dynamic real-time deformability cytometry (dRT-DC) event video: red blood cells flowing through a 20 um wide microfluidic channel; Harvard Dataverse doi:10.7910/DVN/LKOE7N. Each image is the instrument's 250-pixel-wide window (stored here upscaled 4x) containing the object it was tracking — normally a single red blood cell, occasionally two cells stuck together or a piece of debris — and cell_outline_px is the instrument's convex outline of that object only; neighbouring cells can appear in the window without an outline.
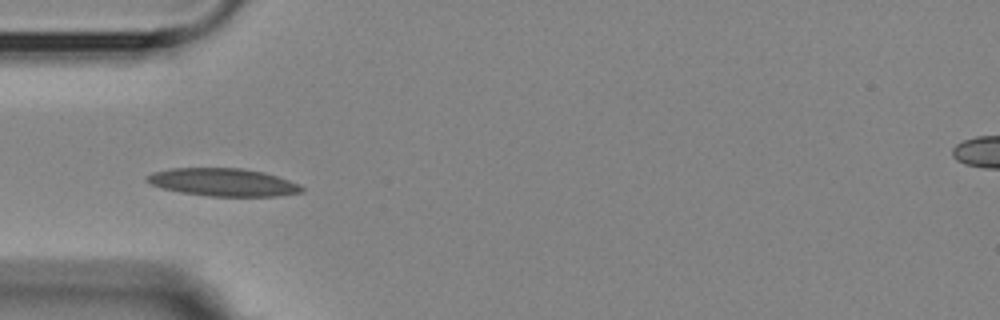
{"species": "Egyptian fruit bat (a non-hibernating species)", "species_latin": "Rousettus aegyptiacus", "temperature_condition": "room temperature", "stored_images_in_passage": 9, "camera_frame_rate_fps": 3000, "um_per_image_px": 0.085, "animal": {"sex": "female"}, "frame": {"image": 1, "passage_image": 4, "time_ms": 3.333, "image_size_px": [1000, 320], "cell_outline_px": [[304, 192], [276, 196], [208, 196], [180, 192], [160, 188], [144, 180], [144, 176], [152, 172], [172, 168], [240, 168], [264, 172], [300, 184], [304, 188]], "centroid_in_image_um": [18.93, 15.49], "position_along_channel_um": 66.1, "area_um2": 25.2}}
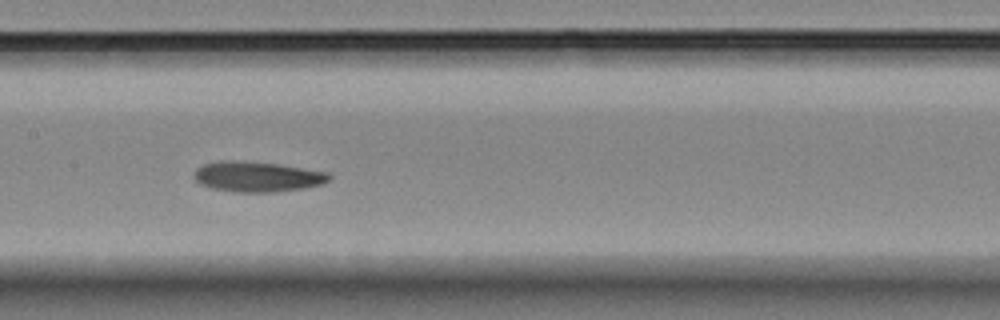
{"frame": {"image": 2, "passage_image": 7, "time_ms": 6.667, "image_size_px": [1000, 320], "cell_outline_px": [[332, 176], [324, 184], [304, 188], [276, 192], [236, 192], [212, 188], [200, 184], [192, 176], [196, 168], [204, 164], [220, 160], [232, 160], [280, 164], [328, 172]], "centroid_in_image_um": [21.87, 15.01], "position_along_channel_um": 185.5, "area_um2": 24.04}}
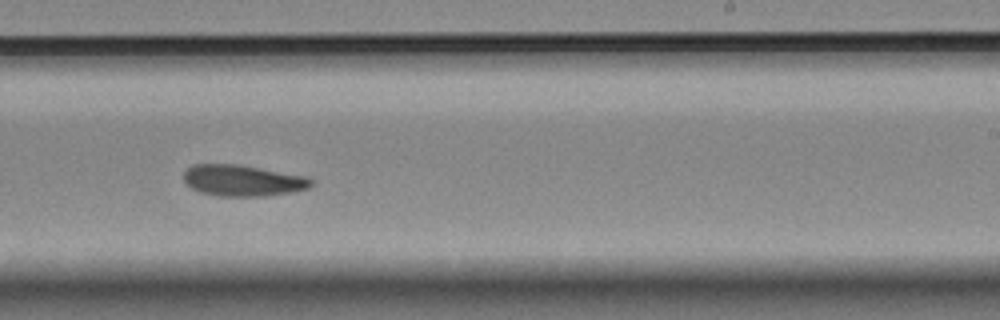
{"frame": {"image": 3, "passage_image": 9, "time_ms": 9.0, "image_size_px": [1000, 320], "cell_outline_px": [[316, 184], [312, 188], [292, 192], [268, 196], [220, 196], [200, 192], [192, 188], [184, 180], [184, 172], [192, 164], [236, 164], [304, 176], [316, 180]], "centroid_in_image_um": [20.69, 15.35], "position_along_channel_um": 268.3, "area_um2": 23.29}}